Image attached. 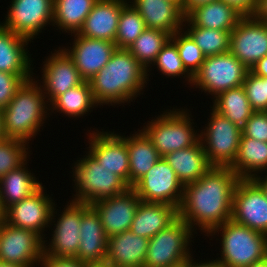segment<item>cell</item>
I'll list each match as a JSON object with an SVG mask.
<instances>
[{
	"label": "cell",
	"instance_id": "obj_38",
	"mask_svg": "<svg viewBox=\"0 0 267 267\" xmlns=\"http://www.w3.org/2000/svg\"><path fill=\"white\" fill-rule=\"evenodd\" d=\"M156 66L159 73L166 78L183 77L187 84L191 86L193 77L186 71L183 66L182 60L179 56L176 45L169 40L163 49L158 53L155 61L147 69V79H149V73ZM151 68V70H150ZM184 75V76H183Z\"/></svg>",
	"mask_w": 267,
	"mask_h": 267
},
{
	"label": "cell",
	"instance_id": "obj_6",
	"mask_svg": "<svg viewBox=\"0 0 267 267\" xmlns=\"http://www.w3.org/2000/svg\"><path fill=\"white\" fill-rule=\"evenodd\" d=\"M189 109H166L148 121L141 129L153 143L161 157L168 153L195 145L200 134ZM192 121V122H191Z\"/></svg>",
	"mask_w": 267,
	"mask_h": 267
},
{
	"label": "cell",
	"instance_id": "obj_43",
	"mask_svg": "<svg viewBox=\"0 0 267 267\" xmlns=\"http://www.w3.org/2000/svg\"><path fill=\"white\" fill-rule=\"evenodd\" d=\"M25 81L16 74L0 71V108H4Z\"/></svg>",
	"mask_w": 267,
	"mask_h": 267
},
{
	"label": "cell",
	"instance_id": "obj_17",
	"mask_svg": "<svg viewBox=\"0 0 267 267\" xmlns=\"http://www.w3.org/2000/svg\"><path fill=\"white\" fill-rule=\"evenodd\" d=\"M43 63V74L42 79H40L42 81L37 77L34 79L40 84L49 104L57 96L85 81L76 68L74 61L60 46L58 50L51 51V55L47 56Z\"/></svg>",
	"mask_w": 267,
	"mask_h": 267
},
{
	"label": "cell",
	"instance_id": "obj_7",
	"mask_svg": "<svg viewBox=\"0 0 267 267\" xmlns=\"http://www.w3.org/2000/svg\"><path fill=\"white\" fill-rule=\"evenodd\" d=\"M193 234L195 231L178 216L149 239L144 267H171L183 263L192 254Z\"/></svg>",
	"mask_w": 267,
	"mask_h": 267
},
{
	"label": "cell",
	"instance_id": "obj_42",
	"mask_svg": "<svg viewBox=\"0 0 267 267\" xmlns=\"http://www.w3.org/2000/svg\"><path fill=\"white\" fill-rule=\"evenodd\" d=\"M242 135L267 142V111H254L242 127Z\"/></svg>",
	"mask_w": 267,
	"mask_h": 267
},
{
	"label": "cell",
	"instance_id": "obj_11",
	"mask_svg": "<svg viewBox=\"0 0 267 267\" xmlns=\"http://www.w3.org/2000/svg\"><path fill=\"white\" fill-rule=\"evenodd\" d=\"M43 255L44 239L39 234L0 221V261L39 267Z\"/></svg>",
	"mask_w": 267,
	"mask_h": 267
},
{
	"label": "cell",
	"instance_id": "obj_18",
	"mask_svg": "<svg viewBox=\"0 0 267 267\" xmlns=\"http://www.w3.org/2000/svg\"><path fill=\"white\" fill-rule=\"evenodd\" d=\"M99 131L96 128L91 131L87 139L88 152L101 164L120 176L129 186V155L126 146V136L119 135L115 131Z\"/></svg>",
	"mask_w": 267,
	"mask_h": 267
},
{
	"label": "cell",
	"instance_id": "obj_14",
	"mask_svg": "<svg viewBox=\"0 0 267 267\" xmlns=\"http://www.w3.org/2000/svg\"><path fill=\"white\" fill-rule=\"evenodd\" d=\"M4 27L30 41L48 24L53 25L54 0H11Z\"/></svg>",
	"mask_w": 267,
	"mask_h": 267
},
{
	"label": "cell",
	"instance_id": "obj_23",
	"mask_svg": "<svg viewBox=\"0 0 267 267\" xmlns=\"http://www.w3.org/2000/svg\"><path fill=\"white\" fill-rule=\"evenodd\" d=\"M139 12L149 29L165 31L170 35L183 29L186 15L182 3L169 0H128Z\"/></svg>",
	"mask_w": 267,
	"mask_h": 267
},
{
	"label": "cell",
	"instance_id": "obj_10",
	"mask_svg": "<svg viewBox=\"0 0 267 267\" xmlns=\"http://www.w3.org/2000/svg\"><path fill=\"white\" fill-rule=\"evenodd\" d=\"M67 203L61 213L58 212V215L59 209L56 210L57 206H55L57 204L53 206L50 219L51 227L49 228L51 229L53 224L57 222L52 228L53 234L49 242L44 240V255L77 257L80 244L82 202L69 200ZM56 216H58L57 219Z\"/></svg>",
	"mask_w": 267,
	"mask_h": 267
},
{
	"label": "cell",
	"instance_id": "obj_29",
	"mask_svg": "<svg viewBox=\"0 0 267 267\" xmlns=\"http://www.w3.org/2000/svg\"><path fill=\"white\" fill-rule=\"evenodd\" d=\"M126 146L129 155V187H133L162 157L140 129L126 136Z\"/></svg>",
	"mask_w": 267,
	"mask_h": 267
},
{
	"label": "cell",
	"instance_id": "obj_34",
	"mask_svg": "<svg viewBox=\"0 0 267 267\" xmlns=\"http://www.w3.org/2000/svg\"><path fill=\"white\" fill-rule=\"evenodd\" d=\"M212 100L211 108L241 128L254 112L242 85L224 91Z\"/></svg>",
	"mask_w": 267,
	"mask_h": 267
},
{
	"label": "cell",
	"instance_id": "obj_16",
	"mask_svg": "<svg viewBox=\"0 0 267 267\" xmlns=\"http://www.w3.org/2000/svg\"><path fill=\"white\" fill-rule=\"evenodd\" d=\"M229 51L250 70L267 55V23L244 16L231 31Z\"/></svg>",
	"mask_w": 267,
	"mask_h": 267
},
{
	"label": "cell",
	"instance_id": "obj_46",
	"mask_svg": "<svg viewBox=\"0 0 267 267\" xmlns=\"http://www.w3.org/2000/svg\"><path fill=\"white\" fill-rule=\"evenodd\" d=\"M191 255L187 260H185L182 263V267H224L220 262H218L216 259L212 260H206L200 261L199 263L195 261V258L193 259Z\"/></svg>",
	"mask_w": 267,
	"mask_h": 267
},
{
	"label": "cell",
	"instance_id": "obj_57",
	"mask_svg": "<svg viewBox=\"0 0 267 267\" xmlns=\"http://www.w3.org/2000/svg\"><path fill=\"white\" fill-rule=\"evenodd\" d=\"M171 267H182V263Z\"/></svg>",
	"mask_w": 267,
	"mask_h": 267
},
{
	"label": "cell",
	"instance_id": "obj_35",
	"mask_svg": "<svg viewBox=\"0 0 267 267\" xmlns=\"http://www.w3.org/2000/svg\"><path fill=\"white\" fill-rule=\"evenodd\" d=\"M170 39L165 31L146 28L127 50L147 70Z\"/></svg>",
	"mask_w": 267,
	"mask_h": 267
},
{
	"label": "cell",
	"instance_id": "obj_5",
	"mask_svg": "<svg viewBox=\"0 0 267 267\" xmlns=\"http://www.w3.org/2000/svg\"><path fill=\"white\" fill-rule=\"evenodd\" d=\"M85 152L87 153L77 158L74 167L72 166V180L75 183L73 189L76 193L72 195L71 201L91 205L130 188L120 176L101 166L88 151Z\"/></svg>",
	"mask_w": 267,
	"mask_h": 267
},
{
	"label": "cell",
	"instance_id": "obj_55",
	"mask_svg": "<svg viewBox=\"0 0 267 267\" xmlns=\"http://www.w3.org/2000/svg\"><path fill=\"white\" fill-rule=\"evenodd\" d=\"M3 217H4V209H3L2 205H1V201H0V221L3 220Z\"/></svg>",
	"mask_w": 267,
	"mask_h": 267
},
{
	"label": "cell",
	"instance_id": "obj_51",
	"mask_svg": "<svg viewBox=\"0 0 267 267\" xmlns=\"http://www.w3.org/2000/svg\"><path fill=\"white\" fill-rule=\"evenodd\" d=\"M246 267H267V256L264 259L257 262H253Z\"/></svg>",
	"mask_w": 267,
	"mask_h": 267
},
{
	"label": "cell",
	"instance_id": "obj_39",
	"mask_svg": "<svg viewBox=\"0 0 267 267\" xmlns=\"http://www.w3.org/2000/svg\"><path fill=\"white\" fill-rule=\"evenodd\" d=\"M170 40L176 45L186 71L194 77L205 61L206 56L184 29L171 35Z\"/></svg>",
	"mask_w": 267,
	"mask_h": 267
},
{
	"label": "cell",
	"instance_id": "obj_9",
	"mask_svg": "<svg viewBox=\"0 0 267 267\" xmlns=\"http://www.w3.org/2000/svg\"><path fill=\"white\" fill-rule=\"evenodd\" d=\"M250 70L230 51L214 56H207L199 71L194 75L193 89L211 94V99L218 94L243 84Z\"/></svg>",
	"mask_w": 267,
	"mask_h": 267
},
{
	"label": "cell",
	"instance_id": "obj_26",
	"mask_svg": "<svg viewBox=\"0 0 267 267\" xmlns=\"http://www.w3.org/2000/svg\"><path fill=\"white\" fill-rule=\"evenodd\" d=\"M178 217V209L165 203L140 201L130 231L151 239Z\"/></svg>",
	"mask_w": 267,
	"mask_h": 267
},
{
	"label": "cell",
	"instance_id": "obj_4",
	"mask_svg": "<svg viewBox=\"0 0 267 267\" xmlns=\"http://www.w3.org/2000/svg\"><path fill=\"white\" fill-rule=\"evenodd\" d=\"M220 233V257L224 267H246L267 256V235L239 224L232 219L215 227L207 237Z\"/></svg>",
	"mask_w": 267,
	"mask_h": 267
},
{
	"label": "cell",
	"instance_id": "obj_32",
	"mask_svg": "<svg viewBox=\"0 0 267 267\" xmlns=\"http://www.w3.org/2000/svg\"><path fill=\"white\" fill-rule=\"evenodd\" d=\"M98 105L95 102L89 81L68 89L65 93L57 96L49 104V115L51 113H63L69 118H80L91 113ZM56 111V112H54Z\"/></svg>",
	"mask_w": 267,
	"mask_h": 267
},
{
	"label": "cell",
	"instance_id": "obj_28",
	"mask_svg": "<svg viewBox=\"0 0 267 267\" xmlns=\"http://www.w3.org/2000/svg\"><path fill=\"white\" fill-rule=\"evenodd\" d=\"M244 16L222 0L209 2L193 8L186 18L202 28L232 31Z\"/></svg>",
	"mask_w": 267,
	"mask_h": 267
},
{
	"label": "cell",
	"instance_id": "obj_24",
	"mask_svg": "<svg viewBox=\"0 0 267 267\" xmlns=\"http://www.w3.org/2000/svg\"><path fill=\"white\" fill-rule=\"evenodd\" d=\"M127 3L128 0H98L77 34L114 43L120 13Z\"/></svg>",
	"mask_w": 267,
	"mask_h": 267
},
{
	"label": "cell",
	"instance_id": "obj_13",
	"mask_svg": "<svg viewBox=\"0 0 267 267\" xmlns=\"http://www.w3.org/2000/svg\"><path fill=\"white\" fill-rule=\"evenodd\" d=\"M231 219L267 235V196L255 179H239L237 182Z\"/></svg>",
	"mask_w": 267,
	"mask_h": 267
},
{
	"label": "cell",
	"instance_id": "obj_2",
	"mask_svg": "<svg viewBox=\"0 0 267 267\" xmlns=\"http://www.w3.org/2000/svg\"><path fill=\"white\" fill-rule=\"evenodd\" d=\"M148 81L146 68L127 49L116 48L108 63L89 83L98 106L115 107L133 102L147 87Z\"/></svg>",
	"mask_w": 267,
	"mask_h": 267
},
{
	"label": "cell",
	"instance_id": "obj_45",
	"mask_svg": "<svg viewBox=\"0 0 267 267\" xmlns=\"http://www.w3.org/2000/svg\"><path fill=\"white\" fill-rule=\"evenodd\" d=\"M222 1L234 7L243 16H252L257 6V0H222Z\"/></svg>",
	"mask_w": 267,
	"mask_h": 267
},
{
	"label": "cell",
	"instance_id": "obj_48",
	"mask_svg": "<svg viewBox=\"0 0 267 267\" xmlns=\"http://www.w3.org/2000/svg\"><path fill=\"white\" fill-rule=\"evenodd\" d=\"M250 72L255 76L267 78V55L256 62V64L250 69Z\"/></svg>",
	"mask_w": 267,
	"mask_h": 267
},
{
	"label": "cell",
	"instance_id": "obj_15",
	"mask_svg": "<svg viewBox=\"0 0 267 267\" xmlns=\"http://www.w3.org/2000/svg\"><path fill=\"white\" fill-rule=\"evenodd\" d=\"M45 189L41 185L29 197L6 208L3 220L15 227L31 230L46 239L44 231L50 227L55 202Z\"/></svg>",
	"mask_w": 267,
	"mask_h": 267
},
{
	"label": "cell",
	"instance_id": "obj_40",
	"mask_svg": "<svg viewBox=\"0 0 267 267\" xmlns=\"http://www.w3.org/2000/svg\"><path fill=\"white\" fill-rule=\"evenodd\" d=\"M29 148V144L22 140L13 138L0 140V178L29 159V154L32 152Z\"/></svg>",
	"mask_w": 267,
	"mask_h": 267
},
{
	"label": "cell",
	"instance_id": "obj_27",
	"mask_svg": "<svg viewBox=\"0 0 267 267\" xmlns=\"http://www.w3.org/2000/svg\"><path fill=\"white\" fill-rule=\"evenodd\" d=\"M163 158L183 185L196 182L212 167L200 140L193 146L168 153Z\"/></svg>",
	"mask_w": 267,
	"mask_h": 267
},
{
	"label": "cell",
	"instance_id": "obj_49",
	"mask_svg": "<svg viewBox=\"0 0 267 267\" xmlns=\"http://www.w3.org/2000/svg\"><path fill=\"white\" fill-rule=\"evenodd\" d=\"M213 1L217 0H183L182 8L185 15H187L193 8Z\"/></svg>",
	"mask_w": 267,
	"mask_h": 267
},
{
	"label": "cell",
	"instance_id": "obj_52",
	"mask_svg": "<svg viewBox=\"0 0 267 267\" xmlns=\"http://www.w3.org/2000/svg\"><path fill=\"white\" fill-rule=\"evenodd\" d=\"M4 138H6V136L4 132L3 113L2 108H0V140H3Z\"/></svg>",
	"mask_w": 267,
	"mask_h": 267
},
{
	"label": "cell",
	"instance_id": "obj_36",
	"mask_svg": "<svg viewBox=\"0 0 267 267\" xmlns=\"http://www.w3.org/2000/svg\"><path fill=\"white\" fill-rule=\"evenodd\" d=\"M184 23L183 29L191 36L206 57L229 52L231 31L194 26L187 18H185Z\"/></svg>",
	"mask_w": 267,
	"mask_h": 267
},
{
	"label": "cell",
	"instance_id": "obj_31",
	"mask_svg": "<svg viewBox=\"0 0 267 267\" xmlns=\"http://www.w3.org/2000/svg\"><path fill=\"white\" fill-rule=\"evenodd\" d=\"M230 168L240 179L262 174L267 169V142L241 135L238 154Z\"/></svg>",
	"mask_w": 267,
	"mask_h": 267
},
{
	"label": "cell",
	"instance_id": "obj_30",
	"mask_svg": "<svg viewBox=\"0 0 267 267\" xmlns=\"http://www.w3.org/2000/svg\"><path fill=\"white\" fill-rule=\"evenodd\" d=\"M28 159L0 178V201L5 210L34 193L42 184L28 169ZM29 170V171H28Z\"/></svg>",
	"mask_w": 267,
	"mask_h": 267
},
{
	"label": "cell",
	"instance_id": "obj_37",
	"mask_svg": "<svg viewBox=\"0 0 267 267\" xmlns=\"http://www.w3.org/2000/svg\"><path fill=\"white\" fill-rule=\"evenodd\" d=\"M145 22L139 12L128 2L121 10L115 45L127 49L146 29Z\"/></svg>",
	"mask_w": 267,
	"mask_h": 267
},
{
	"label": "cell",
	"instance_id": "obj_8",
	"mask_svg": "<svg viewBox=\"0 0 267 267\" xmlns=\"http://www.w3.org/2000/svg\"><path fill=\"white\" fill-rule=\"evenodd\" d=\"M210 116L200 132V141L212 166L230 167L236 160L242 128L210 109Z\"/></svg>",
	"mask_w": 267,
	"mask_h": 267
},
{
	"label": "cell",
	"instance_id": "obj_3",
	"mask_svg": "<svg viewBox=\"0 0 267 267\" xmlns=\"http://www.w3.org/2000/svg\"><path fill=\"white\" fill-rule=\"evenodd\" d=\"M2 113L6 138L22 140L28 144L50 117L49 104L34 77L23 83L8 105L2 108Z\"/></svg>",
	"mask_w": 267,
	"mask_h": 267
},
{
	"label": "cell",
	"instance_id": "obj_25",
	"mask_svg": "<svg viewBox=\"0 0 267 267\" xmlns=\"http://www.w3.org/2000/svg\"><path fill=\"white\" fill-rule=\"evenodd\" d=\"M149 239L130 230L108 237L105 262L115 267H144Z\"/></svg>",
	"mask_w": 267,
	"mask_h": 267
},
{
	"label": "cell",
	"instance_id": "obj_33",
	"mask_svg": "<svg viewBox=\"0 0 267 267\" xmlns=\"http://www.w3.org/2000/svg\"><path fill=\"white\" fill-rule=\"evenodd\" d=\"M98 0H54L53 25L68 35L76 34ZM71 33V34H70Z\"/></svg>",
	"mask_w": 267,
	"mask_h": 267
},
{
	"label": "cell",
	"instance_id": "obj_47",
	"mask_svg": "<svg viewBox=\"0 0 267 267\" xmlns=\"http://www.w3.org/2000/svg\"><path fill=\"white\" fill-rule=\"evenodd\" d=\"M252 17L258 21L267 23V0H257V6Z\"/></svg>",
	"mask_w": 267,
	"mask_h": 267
},
{
	"label": "cell",
	"instance_id": "obj_54",
	"mask_svg": "<svg viewBox=\"0 0 267 267\" xmlns=\"http://www.w3.org/2000/svg\"><path fill=\"white\" fill-rule=\"evenodd\" d=\"M0 267H25V266H22L20 264L7 263V262L0 261Z\"/></svg>",
	"mask_w": 267,
	"mask_h": 267
},
{
	"label": "cell",
	"instance_id": "obj_56",
	"mask_svg": "<svg viewBox=\"0 0 267 267\" xmlns=\"http://www.w3.org/2000/svg\"><path fill=\"white\" fill-rule=\"evenodd\" d=\"M169 1H173V2H176V3H183V0H169Z\"/></svg>",
	"mask_w": 267,
	"mask_h": 267
},
{
	"label": "cell",
	"instance_id": "obj_22",
	"mask_svg": "<svg viewBox=\"0 0 267 267\" xmlns=\"http://www.w3.org/2000/svg\"><path fill=\"white\" fill-rule=\"evenodd\" d=\"M29 39L15 34L0 23V71L20 76L25 82L34 76Z\"/></svg>",
	"mask_w": 267,
	"mask_h": 267
},
{
	"label": "cell",
	"instance_id": "obj_50",
	"mask_svg": "<svg viewBox=\"0 0 267 267\" xmlns=\"http://www.w3.org/2000/svg\"><path fill=\"white\" fill-rule=\"evenodd\" d=\"M267 172V171H266ZM267 174V173H266ZM259 184L260 186L264 189L265 191V194L267 196V175H265V177H261L260 174L257 175L255 178H254Z\"/></svg>",
	"mask_w": 267,
	"mask_h": 267
},
{
	"label": "cell",
	"instance_id": "obj_12",
	"mask_svg": "<svg viewBox=\"0 0 267 267\" xmlns=\"http://www.w3.org/2000/svg\"><path fill=\"white\" fill-rule=\"evenodd\" d=\"M132 188L143 202L165 203L178 209L184 185L162 157Z\"/></svg>",
	"mask_w": 267,
	"mask_h": 267
},
{
	"label": "cell",
	"instance_id": "obj_19",
	"mask_svg": "<svg viewBox=\"0 0 267 267\" xmlns=\"http://www.w3.org/2000/svg\"><path fill=\"white\" fill-rule=\"evenodd\" d=\"M73 44L61 47L74 61L76 68L85 81H89L110 60L116 50L115 43L111 41L87 38L72 34Z\"/></svg>",
	"mask_w": 267,
	"mask_h": 267
},
{
	"label": "cell",
	"instance_id": "obj_41",
	"mask_svg": "<svg viewBox=\"0 0 267 267\" xmlns=\"http://www.w3.org/2000/svg\"><path fill=\"white\" fill-rule=\"evenodd\" d=\"M254 111H267V78L255 76L250 71L242 84Z\"/></svg>",
	"mask_w": 267,
	"mask_h": 267
},
{
	"label": "cell",
	"instance_id": "obj_20",
	"mask_svg": "<svg viewBox=\"0 0 267 267\" xmlns=\"http://www.w3.org/2000/svg\"><path fill=\"white\" fill-rule=\"evenodd\" d=\"M141 199L130 187L124 193L96 201L91 206L99 214L108 237L130 230Z\"/></svg>",
	"mask_w": 267,
	"mask_h": 267
},
{
	"label": "cell",
	"instance_id": "obj_53",
	"mask_svg": "<svg viewBox=\"0 0 267 267\" xmlns=\"http://www.w3.org/2000/svg\"><path fill=\"white\" fill-rule=\"evenodd\" d=\"M86 267H113L111 264L107 262L102 263H89Z\"/></svg>",
	"mask_w": 267,
	"mask_h": 267
},
{
	"label": "cell",
	"instance_id": "obj_1",
	"mask_svg": "<svg viewBox=\"0 0 267 267\" xmlns=\"http://www.w3.org/2000/svg\"><path fill=\"white\" fill-rule=\"evenodd\" d=\"M239 179L230 167L212 166L199 180L184 185L178 216L196 234L200 230L207 236L231 219L233 193Z\"/></svg>",
	"mask_w": 267,
	"mask_h": 267
},
{
	"label": "cell",
	"instance_id": "obj_44",
	"mask_svg": "<svg viewBox=\"0 0 267 267\" xmlns=\"http://www.w3.org/2000/svg\"><path fill=\"white\" fill-rule=\"evenodd\" d=\"M87 263L81 262L77 257H57L43 255L40 267H86Z\"/></svg>",
	"mask_w": 267,
	"mask_h": 267
},
{
	"label": "cell",
	"instance_id": "obj_21",
	"mask_svg": "<svg viewBox=\"0 0 267 267\" xmlns=\"http://www.w3.org/2000/svg\"><path fill=\"white\" fill-rule=\"evenodd\" d=\"M108 236L96 210L82 203L80 244L77 258L84 263H102L107 256Z\"/></svg>",
	"mask_w": 267,
	"mask_h": 267
}]
</instances>
